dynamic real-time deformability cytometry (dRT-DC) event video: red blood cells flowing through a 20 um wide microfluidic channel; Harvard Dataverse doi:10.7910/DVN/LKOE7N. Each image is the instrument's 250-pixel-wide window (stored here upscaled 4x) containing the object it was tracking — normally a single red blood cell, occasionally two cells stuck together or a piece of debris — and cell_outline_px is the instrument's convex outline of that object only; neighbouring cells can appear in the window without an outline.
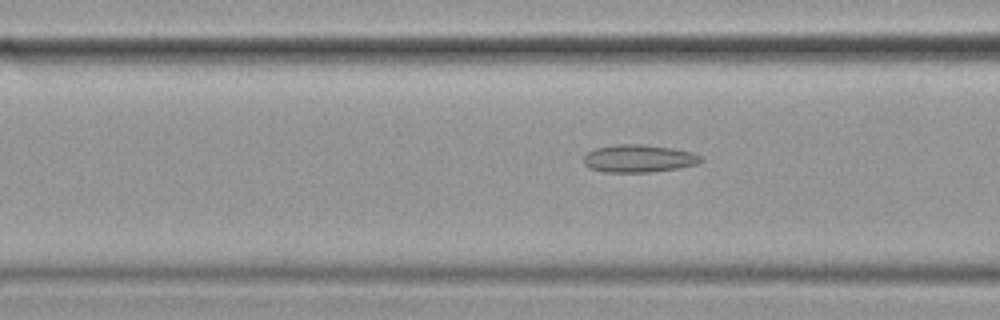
{"species": "common noctule bat (a hibernating species)", "species_latin": "Nyctalus noctula", "temperature_condition": "cold", "stored_images_in_passage": 35, "camera_frame_rate_fps": 3000, "um_per_image_px": 0.085, "animal": {"sex": "female", "body_mass_g": 19.9}, "frame": {"image": 1, "passage_image": 4, "time_ms": 1.0, "image_size_px": [1000, 320], "cell_outline_px": [[704, 160], [696, 164], [676, 168], [648, 172], [604, 172], [588, 168], [584, 164], [584, 156], [588, 152], [596, 148], [620, 144], [640, 144], [672, 148], [692, 152], [704, 156]], "centroid_in_image_um": [54.3, 13.47], "position_along_channel_um": 112.3, "area_um2": 18.84}}
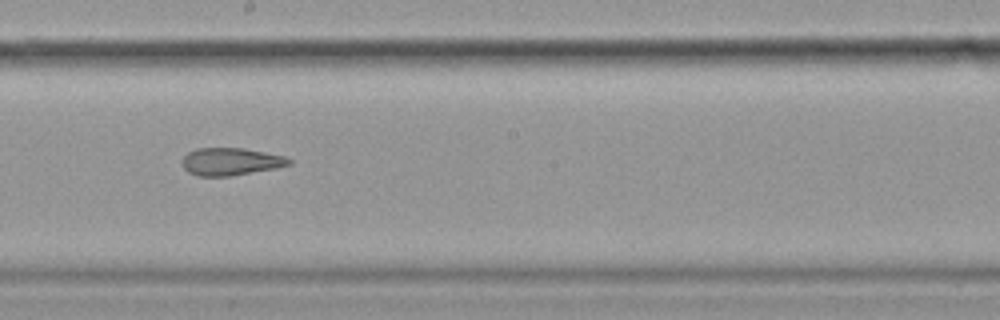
{"frame": {"image": 2, "passage_image": 14, "time_ms": 4.333, "image_size_px": [1000, 320], "cell_outline_px": [[292, 164], [276, 168], [228, 176], [200, 176], [188, 172], [184, 168], [184, 156], [188, 152], [196, 148], [244, 148], [288, 156], [292, 160]], "centroid_in_image_um": [19.67, 13.72], "position_along_channel_um": 228.5, "area_um2": 17.11}}
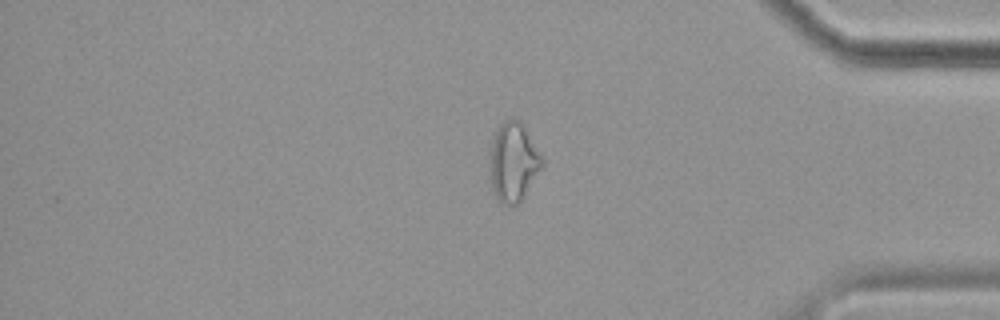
{"frame": {"image": 3, "passage_image": 30, "time_ms": 9.667, "image_size_px": [1000, 320], "cell_outline_px": [[544, 164], [524, 196], [516, 204], [504, 204], [496, 200], [492, 188], [488, 156], [488, 152], [492, 140], [500, 124], [508, 116], [512, 116], [520, 120], [544, 160]], "centroid_in_image_um": [43.6, 13.74], "position_along_channel_um": 391.6, "area_um2": 24.28}}